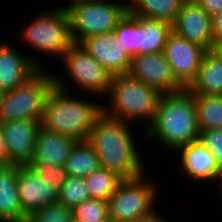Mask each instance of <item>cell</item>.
I'll use <instances>...</instances> for the list:
<instances>
[{
	"instance_id": "obj_1",
	"label": "cell",
	"mask_w": 222,
	"mask_h": 222,
	"mask_svg": "<svg viewBox=\"0 0 222 222\" xmlns=\"http://www.w3.org/2000/svg\"><path fill=\"white\" fill-rule=\"evenodd\" d=\"M130 124L103 113L87 139L99 158L101 168L116 173L123 180L140 177L146 172Z\"/></svg>"
},
{
	"instance_id": "obj_2",
	"label": "cell",
	"mask_w": 222,
	"mask_h": 222,
	"mask_svg": "<svg viewBox=\"0 0 222 222\" xmlns=\"http://www.w3.org/2000/svg\"><path fill=\"white\" fill-rule=\"evenodd\" d=\"M55 84L44 106L41 127L76 141L87 140L97 119L103 114L104 104L72 96L68 90L70 82L68 85L65 78L63 80L55 75Z\"/></svg>"
},
{
	"instance_id": "obj_3",
	"label": "cell",
	"mask_w": 222,
	"mask_h": 222,
	"mask_svg": "<svg viewBox=\"0 0 222 222\" xmlns=\"http://www.w3.org/2000/svg\"><path fill=\"white\" fill-rule=\"evenodd\" d=\"M144 140L159 141L163 147L176 151L199 139L194 94L188 89L163 94L151 124L142 132Z\"/></svg>"
},
{
	"instance_id": "obj_4",
	"label": "cell",
	"mask_w": 222,
	"mask_h": 222,
	"mask_svg": "<svg viewBox=\"0 0 222 222\" xmlns=\"http://www.w3.org/2000/svg\"><path fill=\"white\" fill-rule=\"evenodd\" d=\"M162 94L132 77L129 73L113 76L107 98L109 106L103 105L107 116L133 123L148 121V127L154 119ZM133 121V122H131Z\"/></svg>"
},
{
	"instance_id": "obj_5",
	"label": "cell",
	"mask_w": 222,
	"mask_h": 222,
	"mask_svg": "<svg viewBox=\"0 0 222 222\" xmlns=\"http://www.w3.org/2000/svg\"><path fill=\"white\" fill-rule=\"evenodd\" d=\"M40 68L24 84L0 93V122L24 119L41 122L46 100L55 88V75Z\"/></svg>"
},
{
	"instance_id": "obj_6",
	"label": "cell",
	"mask_w": 222,
	"mask_h": 222,
	"mask_svg": "<svg viewBox=\"0 0 222 222\" xmlns=\"http://www.w3.org/2000/svg\"><path fill=\"white\" fill-rule=\"evenodd\" d=\"M19 32L21 41L31 49L54 58H62L74 44L68 13L64 7L52 8L34 15Z\"/></svg>"
},
{
	"instance_id": "obj_7",
	"label": "cell",
	"mask_w": 222,
	"mask_h": 222,
	"mask_svg": "<svg viewBox=\"0 0 222 222\" xmlns=\"http://www.w3.org/2000/svg\"><path fill=\"white\" fill-rule=\"evenodd\" d=\"M112 1L83 0L66 7L63 5L69 16L74 44H80L91 36L114 32L128 7L127 2Z\"/></svg>"
},
{
	"instance_id": "obj_8",
	"label": "cell",
	"mask_w": 222,
	"mask_h": 222,
	"mask_svg": "<svg viewBox=\"0 0 222 222\" xmlns=\"http://www.w3.org/2000/svg\"><path fill=\"white\" fill-rule=\"evenodd\" d=\"M147 176L121 181L108 201L110 222H135L155 212L159 187Z\"/></svg>"
},
{
	"instance_id": "obj_9",
	"label": "cell",
	"mask_w": 222,
	"mask_h": 222,
	"mask_svg": "<svg viewBox=\"0 0 222 222\" xmlns=\"http://www.w3.org/2000/svg\"><path fill=\"white\" fill-rule=\"evenodd\" d=\"M67 77L77 89L95 97H106L112 74L95 60L80 44H73L61 58ZM89 93V94H88ZM100 95V96H99Z\"/></svg>"
},
{
	"instance_id": "obj_10",
	"label": "cell",
	"mask_w": 222,
	"mask_h": 222,
	"mask_svg": "<svg viewBox=\"0 0 222 222\" xmlns=\"http://www.w3.org/2000/svg\"><path fill=\"white\" fill-rule=\"evenodd\" d=\"M129 74L163 94L185 89L175 78L163 51L140 54L132 58Z\"/></svg>"
},
{
	"instance_id": "obj_11",
	"label": "cell",
	"mask_w": 222,
	"mask_h": 222,
	"mask_svg": "<svg viewBox=\"0 0 222 222\" xmlns=\"http://www.w3.org/2000/svg\"><path fill=\"white\" fill-rule=\"evenodd\" d=\"M206 51L203 47L177 36L174 32L168 36L163 53L171 65L176 80L185 89L196 79Z\"/></svg>"
},
{
	"instance_id": "obj_12",
	"label": "cell",
	"mask_w": 222,
	"mask_h": 222,
	"mask_svg": "<svg viewBox=\"0 0 222 222\" xmlns=\"http://www.w3.org/2000/svg\"><path fill=\"white\" fill-rule=\"evenodd\" d=\"M172 32L206 50H214L211 16L194 0H185L175 22Z\"/></svg>"
},
{
	"instance_id": "obj_13",
	"label": "cell",
	"mask_w": 222,
	"mask_h": 222,
	"mask_svg": "<svg viewBox=\"0 0 222 222\" xmlns=\"http://www.w3.org/2000/svg\"><path fill=\"white\" fill-rule=\"evenodd\" d=\"M41 122L16 119L2 122L6 154L11 165H29Z\"/></svg>"
},
{
	"instance_id": "obj_14",
	"label": "cell",
	"mask_w": 222,
	"mask_h": 222,
	"mask_svg": "<svg viewBox=\"0 0 222 222\" xmlns=\"http://www.w3.org/2000/svg\"><path fill=\"white\" fill-rule=\"evenodd\" d=\"M17 186L21 209L27 216L58 201L59 191L54 184L41 179L29 165H17Z\"/></svg>"
},
{
	"instance_id": "obj_15",
	"label": "cell",
	"mask_w": 222,
	"mask_h": 222,
	"mask_svg": "<svg viewBox=\"0 0 222 222\" xmlns=\"http://www.w3.org/2000/svg\"><path fill=\"white\" fill-rule=\"evenodd\" d=\"M7 43L8 41L0 40V93L19 87L40 68H45L36 56L34 59L31 55L22 54Z\"/></svg>"
},
{
	"instance_id": "obj_16",
	"label": "cell",
	"mask_w": 222,
	"mask_h": 222,
	"mask_svg": "<svg viewBox=\"0 0 222 222\" xmlns=\"http://www.w3.org/2000/svg\"><path fill=\"white\" fill-rule=\"evenodd\" d=\"M80 45L112 76L129 73L132 57L114 32L91 36Z\"/></svg>"
},
{
	"instance_id": "obj_17",
	"label": "cell",
	"mask_w": 222,
	"mask_h": 222,
	"mask_svg": "<svg viewBox=\"0 0 222 222\" xmlns=\"http://www.w3.org/2000/svg\"><path fill=\"white\" fill-rule=\"evenodd\" d=\"M180 153V175L194 181H216L219 175V165L213 153L200 140L179 147L175 153ZM181 155V156H180Z\"/></svg>"
},
{
	"instance_id": "obj_18",
	"label": "cell",
	"mask_w": 222,
	"mask_h": 222,
	"mask_svg": "<svg viewBox=\"0 0 222 222\" xmlns=\"http://www.w3.org/2000/svg\"><path fill=\"white\" fill-rule=\"evenodd\" d=\"M76 142L68 136L40 127L30 164H49L54 167H64Z\"/></svg>"
},
{
	"instance_id": "obj_19",
	"label": "cell",
	"mask_w": 222,
	"mask_h": 222,
	"mask_svg": "<svg viewBox=\"0 0 222 222\" xmlns=\"http://www.w3.org/2000/svg\"><path fill=\"white\" fill-rule=\"evenodd\" d=\"M17 186V165L0 168V222H26Z\"/></svg>"
},
{
	"instance_id": "obj_20",
	"label": "cell",
	"mask_w": 222,
	"mask_h": 222,
	"mask_svg": "<svg viewBox=\"0 0 222 222\" xmlns=\"http://www.w3.org/2000/svg\"><path fill=\"white\" fill-rule=\"evenodd\" d=\"M187 89L193 94L222 95V57L215 49L205 52L198 75Z\"/></svg>"
},
{
	"instance_id": "obj_21",
	"label": "cell",
	"mask_w": 222,
	"mask_h": 222,
	"mask_svg": "<svg viewBox=\"0 0 222 222\" xmlns=\"http://www.w3.org/2000/svg\"><path fill=\"white\" fill-rule=\"evenodd\" d=\"M185 0H129L128 13L173 24Z\"/></svg>"
},
{
	"instance_id": "obj_22",
	"label": "cell",
	"mask_w": 222,
	"mask_h": 222,
	"mask_svg": "<svg viewBox=\"0 0 222 222\" xmlns=\"http://www.w3.org/2000/svg\"><path fill=\"white\" fill-rule=\"evenodd\" d=\"M171 33L169 22L139 16V55L162 52Z\"/></svg>"
},
{
	"instance_id": "obj_23",
	"label": "cell",
	"mask_w": 222,
	"mask_h": 222,
	"mask_svg": "<svg viewBox=\"0 0 222 222\" xmlns=\"http://www.w3.org/2000/svg\"><path fill=\"white\" fill-rule=\"evenodd\" d=\"M100 167L99 158L88 140L75 143L64 165L68 176L84 178Z\"/></svg>"
},
{
	"instance_id": "obj_24",
	"label": "cell",
	"mask_w": 222,
	"mask_h": 222,
	"mask_svg": "<svg viewBox=\"0 0 222 222\" xmlns=\"http://www.w3.org/2000/svg\"><path fill=\"white\" fill-rule=\"evenodd\" d=\"M199 131L222 129V95L194 94Z\"/></svg>"
},
{
	"instance_id": "obj_25",
	"label": "cell",
	"mask_w": 222,
	"mask_h": 222,
	"mask_svg": "<svg viewBox=\"0 0 222 222\" xmlns=\"http://www.w3.org/2000/svg\"><path fill=\"white\" fill-rule=\"evenodd\" d=\"M122 180L116 173L101 167L85 177L91 199L106 201H109Z\"/></svg>"
},
{
	"instance_id": "obj_26",
	"label": "cell",
	"mask_w": 222,
	"mask_h": 222,
	"mask_svg": "<svg viewBox=\"0 0 222 222\" xmlns=\"http://www.w3.org/2000/svg\"><path fill=\"white\" fill-rule=\"evenodd\" d=\"M114 33L132 58L139 55V16L127 12Z\"/></svg>"
},
{
	"instance_id": "obj_27",
	"label": "cell",
	"mask_w": 222,
	"mask_h": 222,
	"mask_svg": "<svg viewBox=\"0 0 222 222\" xmlns=\"http://www.w3.org/2000/svg\"><path fill=\"white\" fill-rule=\"evenodd\" d=\"M91 196L84 177L68 176L67 181L60 187L58 203L73 209L83 201L90 200Z\"/></svg>"
},
{
	"instance_id": "obj_28",
	"label": "cell",
	"mask_w": 222,
	"mask_h": 222,
	"mask_svg": "<svg viewBox=\"0 0 222 222\" xmlns=\"http://www.w3.org/2000/svg\"><path fill=\"white\" fill-rule=\"evenodd\" d=\"M73 218L80 222H110L109 202L90 199L72 209Z\"/></svg>"
},
{
	"instance_id": "obj_29",
	"label": "cell",
	"mask_w": 222,
	"mask_h": 222,
	"mask_svg": "<svg viewBox=\"0 0 222 222\" xmlns=\"http://www.w3.org/2000/svg\"><path fill=\"white\" fill-rule=\"evenodd\" d=\"M72 209L58 202L36 209L27 216L26 222H73Z\"/></svg>"
},
{
	"instance_id": "obj_30",
	"label": "cell",
	"mask_w": 222,
	"mask_h": 222,
	"mask_svg": "<svg viewBox=\"0 0 222 222\" xmlns=\"http://www.w3.org/2000/svg\"><path fill=\"white\" fill-rule=\"evenodd\" d=\"M29 166L37 171L41 179L53 183L58 191L67 181L68 173L64 167H54L49 164H29Z\"/></svg>"
},
{
	"instance_id": "obj_31",
	"label": "cell",
	"mask_w": 222,
	"mask_h": 222,
	"mask_svg": "<svg viewBox=\"0 0 222 222\" xmlns=\"http://www.w3.org/2000/svg\"><path fill=\"white\" fill-rule=\"evenodd\" d=\"M215 156L219 167L222 166V129L201 130L199 139Z\"/></svg>"
},
{
	"instance_id": "obj_32",
	"label": "cell",
	"mask_w": 222,
	"mask_h": 222,
	"mask_svg": "<svg viewBox=\"0 0 222 222\" xmlns=\"http://www.w3.org/2000/svg\"><path fill=\"white\" fill-rule=\"evenodd\" d=\"M199 4L211 17L222 12V0H194Z\"/></svg>"
},
{
	"instance_id": "obj_33",
	"label": "cell",
	"mask_w": 222,
	"mask_h": 222,
	"mask_svg": "<svg viewBox=\"0 0 222 222\" xmlns=\"http://www.w3.org/2000/svg\"><path fill=\"white\" fill-rule=\"evenodd\" d=\"M212 37L214 44L222 42V12L211 17Z\"/></svg>"
},
{
	"instance_id": "obj_34",
	"label": "cell",
	"mask_w": 222,
	"mask_h": 222,
	"mask_svg": "<svg viewBox=\"0 0 222 222\" xmlns=\"http://www.w3.org/2000/svg\"><path fill=\"white\" fill-rule=\"evenodd\" d=\"M156 212L157 211H155L151 216L139 219L135 222H167L165 219H163L164 217H161L160 214H158Z\"/></svg>"
},
{
	"instance_id": "obj_35",
	"label": "cell",
	"mask_w": 222,
	"mask_h": 222,
	"mask_svg": "<svg viewBox=\"0 0 222 222\" xmlns=\"http://www.w3.org/2000/svg\"><path fill=\"white\" fill-rule=\"evenodd\" d=\"M0 154L8 161V156L6 154V148H5L4 132L1 122H0Z\"/></svg>"
},
{
	"instance_id": "obj_36",
	"label": "cell",
	"mask_w": 222,
	"mask_h": 222,
	"mask_svg": "<svg viewBox=\"0 0 222 222\" xmlns=\"http://www.w3.org/2000/svg\"><path fill=\"white\" fill-rule=\"evenodd\" d=\"M220 182L219 184V188H221L220 189V191H221V193H222V166L220 167V169H219V175H218V178H217V182Z\"/></svg>"
},
{
	"instance_id": "obj_37",
	"label": "cell",
	"mask_w": 222,
	"mask_h": 222,
	"mask_svg": "<svg viewBox=\"0 0 222 222\" xmlns=\"http://www.w3.org/2000/svg\"><path fill=\"white\" fill-rule=\"evenodd\" d=\"M8 164V161L0 154V168Z\"/></svg>"
},
{
	"instance_id": "obj_38",
	"label": "cell",
	"mask_w": 222,
	"mask_h": 222,
	"mask_svg": "<svg viewBox=\"0 0 222 222\" xmlns=\"http://www.w3.org/2000/svg\"><path fill=\"white\" fill-rule=\"evenodd\" d=\"M215 50L220 54V56L222 57V42H220L219 44L215 45Z\"/></svg>"
},
{
	"instance_id": "obj_39",
	"label": "cell",
	"mask_w": 222,
	"mask_h": 222,
	"mask_svg": "<svg viewBox=\"0 0 222 222\" xmlns=\"http://www.w3.org/2000/svg\"><path fill=\"white\" fill-rule=\"evenodd\" d=\"M77 1H83V0H70L68 5H70V4L74 3V2H77Z\"/></svg>"
}]
</instances>
